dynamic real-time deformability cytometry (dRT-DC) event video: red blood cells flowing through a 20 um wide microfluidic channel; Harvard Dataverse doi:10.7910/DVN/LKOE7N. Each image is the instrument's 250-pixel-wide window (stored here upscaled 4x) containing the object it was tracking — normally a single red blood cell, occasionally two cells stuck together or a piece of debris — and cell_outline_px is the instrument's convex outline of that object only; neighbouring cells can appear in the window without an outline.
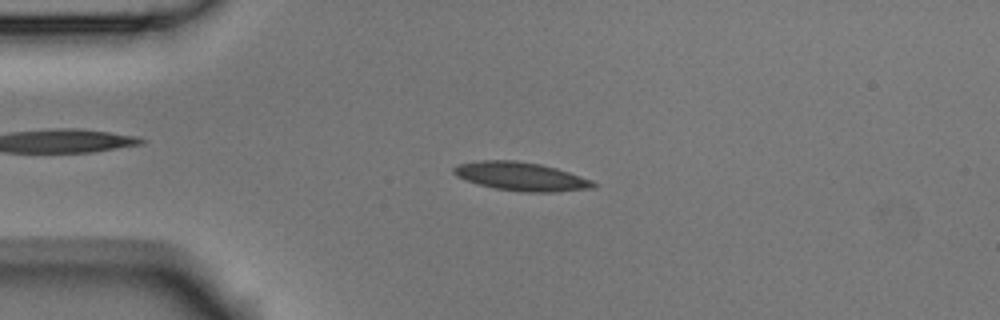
{"species": "Egyptian fruit bat (a non-hibernating species)", "species_latin": "Rousettus aegyptiacus", "temperature_condition": "room temperature", "stored_images_in_passage": 3, "camera_frame_rate_fps": 3000, "um_per_image_px": 0.085, "animal": {"sex": "male"}, "frame": {"image": 1, "passage_image": 2, "time_ms": 0.333, "image_size_px": [1000, 320], "cell_outline_px": [[596, 188], [552, 192], [520, 192], [496, 188], [476, 184], [464, 180], [456, 176], [452, 172], [452, 168], [456, 164], [480, 160], [516, 160], [540, 164], [556, 168], [592, 180], [596, 184]], "centroid_in_image_um": [44.24, 15.0], "position_along_channel_um": 40.8, "area_um2": 23.41}}